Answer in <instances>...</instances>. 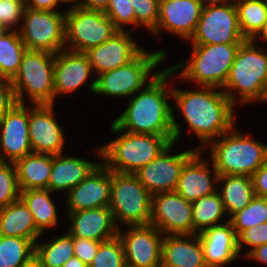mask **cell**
Returning a JSON list of instances; mask_svg holds the SVG:
<instances>
[{
    "label": "cell",
    "instance_id": "obj_1",
    "mask_svg": "<svg viewBox=\"0 0 267 267\" xmlns=\"http://www.w3.org/2000/svg\"><path fill=\"white\" fill-rule=\"evenodd\" d=\"M172 99L176 103V108H172L174 143L182 134V128L174 116V111L178 108L189 125V130L195 133L202 143L198 150L202 151L214 138L216 140L235 127L236 105L220 88L200 86L199 90H183L172 87Z\"/></svg>",
    "mask_w": 267,
    "mask_h": 267
},
{
    "label": "cell",
    "instance_id": "obj_2",
    "mask_svg": "<svg viewBox=\"0 0 267 267\" xmlns=\"http://www.w3.org/2000/svg\"><path fill=\"white\" fill-rule=\"evenodd\" d=\"M174 74L169 67L161 69L143 90H139L138 94L135 93L130 97L127 107L113 123L120 130L131 133L174 137L173 107L168 100L169 97L172 98V88L168 85L170 84L168 79Z\"/></svg>",
    "mask_w": 267,
    "mask_h": 267
},
{
    "label": "cell",
    "instance_id": "obj_3",
    "mask_svg": "<svg viewBox=\"0 0 267 267\" xmlns=\"http://www.w3.org/2000/svg\"><path fill=\"white\" fill-rule=\"evenodd\" d=\"M222 90L234 105L238 100L241 106L267 102V51L258 48L252 39L243 41Z\"/></svg>",
    "mask_w": 267,
    "mask_h": 267
},
{
    "label": "cell",
    "instance_id": "obj_4",
    "mask_svg": "<svg viewBox=\"0 0 267 267\" xmlns=\"http://www.w3.org/2000/svg\"><path fill=\"white\" fill-rule=\"evenodd\" d=\"M110 129L114 134L124 133L96 151L101 161L115 172L134 174L174 143V137L131 133L120 130L113 122Z\"/></svg>",
    "mask_w": 267,
    "mask_h": 267
},
{
    "label": "cell",
    "instance_id": "obj_5",
    "mask_svg": "<svg viewBox=\"0 0 267 267\" xmlns=\"http://www.w3.org/2000/svg\"><path fill=\"white\" fill-rule=\"evenodd\" d=\"M210 147V162L218 175L252 174L267 160V145L243 135L233 128L213 140ZM212 160V161H211Z\"/></svg>",
    "mask_w": 267,
    "mask_h": 267
},
{
    "label": "cell",
    "instance_id": "obj_6",
    "mask_svg": "<svg viewBox=\"0 0 267 267\" xmlns=\"http://www.w3.org/2000/svg\"><path fill=\"white\" fill-rule=\"evenodd\" d=\"M191 46L190 59L169 68L183 80L196 82L199 87L210 86L222 89L228 79L240 44Z\"/></svg>",
    "mask_w": 267,
    "mask_h": 267
},
{
    "label": "cell",
    "instance_id": "obj_7",
    "mask_svg": "<svg viewBox=\"0 0 267 267\" xmlns=\"http://www.w3.org/2000/svg\"><path fill=\"white\" fill-rule=\"evenodd\" d=\"M166 55L163 49L156 52H147L144 49L130 63L98 75V78L89 84V90L108 97H132L157 76L161 70L158 68V71H155L156 66L166 60ZM153 69L154 74L151 72Z\"/></svg>",
    "mask_w": 267,
    "mask_h": 267
},
{
    "label": "cell",
    "instance_id": "obj_8",
    "mask_svg": "<svg viewBox=\"0 0 267 267\" xmlns=\"http://www.w3.org/2000/svg\"><path fill=\"white\" fill-rule=\"evenodd\" d=\"M54 61L55 54L26 50L19 71L11 80L18 103L25 104L26 93L33 105L54 104Z\"/></svg>",
    "mask_w": 267,
    "mask_h": 267
},
{
    "label": "cell",
    "instance_id": "obj_9",
    "mask_svg": "<svg viewBox=\"0 0 267 267\" xmlns=\"http://www.w3.org/2000/svg\"><path fill=\"white\" fill-rule=\"evenodd\" d=\"M109 207L118 228L121 223L124 226L148 225L152 214V195L135 174L111 171Z\"/></svg>",
    "mask_w": 267,
    "mask_h": 267
},
{
    "label": "cell",
    "instance_id": "obj_10",
    "mask_svg": "<svg viewBox=\"0 0 267 267\" xmlns=\"http://www.w3.org/2000/svg\"><path fill=\"white\" fill-rule=\"evenodd\" d=\"M245 40L235 2L205 1L195 33L190 39L192 45L241 44Z\"/></svg>",
    "mask_w": 267,
    "mask_h": 267
},
{
    "label": "cell",
    "instance_id": "obj_11",
    "mask_svg": "<svg viewBox=\"0 0 267 267\" xmlns=\"http://www.w3.org/2000/svg\"><path fill=\"white\" fill-rule=\"evenodd\" d=\"M65 11V49L67 50L85 53L120 31L104 11L88 10L78 6H71Z\"/></svg>",
    "mask_w": 267,
    "mask_h": 267
},
{
    "label": "cell",
    "instance_id": "obj_12",
    "mask_svg": "<svg viewBox=\"0 0 267 267\" xmlns=\"http://www.w3.org/2000/svg\"><path fill=\"white\" fill-rule=\"evenodd\" d=\"M66 12L25 8L19 35L28 50L56 54L65 49Z\"/></svg>",
    "mask_w": 267,
    "mask_h": 267
},
{
    "label": "cell",
    "instance_id": "obj_13",
    "mask_svg": "<svg viewBox=\"0 0 267 267\" xmlns=\"http://www.w3.org/2000/svg\"><path fill=\"white\" fill-rule=\"evenodd\" d=\"M122 243L125 264L131 267H161L164 235L151 224L129 226L117 235Z\"/></svg>",
    "mask_w": 267,
    "mask_h": 267
},
{
    "label": "cell",
    "instance_id": "obj_14",
    "mask_svg": "<svg viewBox=\"0 0 267 267\" xmlns=\"http://www.w3.org/2000/svg\"><path fill=\"white\" fill-rule=\"evenodd\" d=\"M150 224L163 235H192V203L176 191L154 194Z\"/></svg>",
    "mask_w": 267,
    "mask_h": 267
},
{
    "label": "cell",
    "instance_id": "obj_15",
    "mask_svg": "<svg viewBox=\"0 0 267 267\" xmlns=\"http://www.w3.org/2000/svg\"><path fill=\"white\" fill-rule=\"evenodd\" d=\"M173 145L134 173L151 195L175 191L185 163L198 151L194 148L173 155L170 154Z\"/></svg>",
    "mask_w": 267,
    "mask_h": 267
},
{
    "label": "cell",
    "instance_id": "obj_16",
    "mask_svg": "<svg viewBox=\"0 0 267 267\" xmlns=\"http://www.w3.org/2000/svg\"><path fill=\"white\" fill-rule=\"evenodd\" d=\"M29 108L30 144L34 153H63L65 135L55 119L54 104H38Z\"/></svg>",
    "mask_w": 267,
    "mask_h": 267
},
{
    "label": "cell",
    "instance_id": "obj_17",
    "mask_svg": "<svg viewBox=\"0 0 267 267\" xmlns=\"http://www.w3.org/2000/svg\"><path fill=\"white\" fill-rule=\"evenodd\" d=\"M205 0H159V16L153 35L166 30L182 40L194 35ZM162 29V30H161Z\"/></svg>",
    "mask_w": 267,
    "mask_h": 267
},
{
    "label": "cell",
    "instance_id": "obj_18",
    "mask_svg": "<svg viewBox=\"0 0 267 267\" xmlns=\"http://www.w3.org/2000/svg\"><path fill=\"white\" fill-rule=\"evenodd\" d=\"M17 103L0 122V149L5 162H15L32 153L29 107Z\"/></svg>",
    "mask_w": 267,
    "mask_h": 267
},
{
    "label": "cell",
    "instance_id": "obj_19",
    "mask_svg": "<svg viewBox=\"0 0 267 267\" xmlns=\"http://www.w3.org/2000/svg\"><path fill=\"white\" fill-rule=\"evenodd\" d=\"M111 170L101 162L83 181L67 192L68 213L109 206Z\"/></svg>",
    "mask_w": 267,
    "mask_h": 267
},
{
    "label": "cell",
    "instance_id": "obj_20",
    "mask_svg": "<svg viewBox=\"0 0 267 267\" xmlns=\"http://www.w3.org/2000/svg\"><path fill=\"white\" fill-rule=\"evenodd\" d=\"M130 34L125 30L119 31L112 38L85 52L95 74L100 75L124 66L144 50Z\"/></svg>",
    "mask_w": 267,
    "mask_h": 267
},
{
    "label": "cell",
    "instance_id": "obj_21",
    "mask_svg": "<svg viewBox=\"0 0 267 267\" xmlns=\"http://www.w3.org/2000/svg\"><path fill=\"white\" fill-rule=\"evenodd\" d=\"M203 151L198 150L184 165L176 192L188 202H195L201 197L212 194L218 189V172L202 156ZM202 156V157H201ZM209 163V164H207ZM211 173L214 175L212 176Z\"/></svg>",
    "mask_w": 267,
    "mask_h": 267
},
{
    "label": "cell",
    "instance_id": "obj_22",
    "mask_svg": "<svg viewBox=\"0 0 267 267\" xmlns=\"http://www.w3.org/2000/svg\"><path fill=\"white\" fill-rule=\"evenodd\" d=\"M198 235L207 267H224L241 256L238 238L229 219L224 224L207 228Z\"/></svg>",
    "mask_w": 267,
    "mask_h": 267
},
{
    "label": "cell",
    "instance_id": "obj_23",
    "mask_svg": "<svg viewBox=\"0 0 267 267\" xmlns=\"http://www.w3.org/2000/svg\"><path fill=\"white\" fill-rule=\"evenodd\" d=\"M94 73L85 53L63 49L55 54L54 92L58 95L68 94L83 86Z\"/></svg>",
    "mask_w": 267,
    "mask_h": 267
},
{
    "label": "cell",
    "instance_id": "obj_24",
    "mask_svg": "<svg viewBox=\"0 0 267 267\" xmlns=\"http://www.w3.org/2000/svg\"><path fill=\"white\" fill-rule=\"evenodd\" d=\"M67 214L71 223L68 233L73 237L104 242L118 235L119 228L109 206Z\"/></svg>",
    "mask_w": 267,
    "mask_h": 267
},
{
    "label": "cell",
    "instance_id": "obj_25",
    "mask_svg": "<svg viewBox=\"0 0 267 267\" xmlns=\"http://www.w3.org/2000/svg\"><path fill=\"white\" fill-rule=\"evenodd\" d=\"M161 267H207L199 235H164Z\"/></svg>",
    "mask_w": 267,
    "mask_h": 267
},
{
    "label": "cell",
    "instance_id": "obj_26",
    "mask_svg": "<svg viewBox=\"0 0 267 267\" xmlns=\"http://www.w3.org/2000/svg\"><path fill=\"white\" fill-rule=\"evenodd\" d=\"M101 162L65 156L63 153L53 155L48 190L53 194L64 190L67 193L83 181Z\"/></svg>",
    "mask_w": 267,
    "mask_h": 267
},
{
    "label": "cell",
    "instance_id": "obj_27",
    "mask_svg": "<svg viewBox=\"0 0 267 267\" xmlns=\"http://www.w3.org/2000/svg\"><path fill=\"white\" fill-rule=\"evenodd\" d=\"M42 234L36 227L31 211L21 199L0 209V236L26 238L36 243Z\"/></svg>",
    "mask_w": 267,
    "mask_h": 267
},
{
    "label": "cell",
    "instance_id": "obj_28",
    "mask_svg": "<svg viewBox=\"0 0 267 267\" xmlns=\"http://www.w3.org/2000/svg\"><path fill=\"white\" fill-rule=\"evenodd\" d=\"M53 155L30 153L14 162L21 191L48 189Z\"/></svg>",
    "mask_w": 267,
    "mask_h": 267
},
{
    "label": "cell",
    "instance_id": "obj_29",
    "mask_svg": "<svg viewBox=\"0 0 267 267\" xmlns=\"http://www.w3.org/2000/svg\"><path fill=\"white\" fill-rule=\"evenodd\" d=\"M220 182L223 186L219 187L217 191L222 199L225 211L231 216L245 208L256 196L252 179L249 176L219 175L217 185Z\"/></svg>",
    "mask_w": 267,
    "mask_h": 267
},
{
    "label": "cell",
    "instance_id": "obj_30",
    "mask_svg": "<svg viewBox=\"0 0 267 267\" xmlns=\"http://www.w3.org/2000/svg\"><path fill=\"white\" fill-rule=\"evenodd\" d=\"M48 189H29L20 192V199L31 211L36 227L43 233L58 224V214Z\"/></svg>",
    "mask_w": 267,
    "mask_h": 267
},
{
    "label": "cell",
    "instance_id": "obj_31",
    "mask_svg": "<svg viewBox=\"0 0 267 267\" xmlns=\"http://www.w3.org/2000/svg\"><path fill=\"white\" fill-rule=\"evenodd\" d=\"M26 50L17 30H7L0 35V79L15 77Z\"/></svg>",
    "mask_w": 267,
    "mask_h": 267
},
{
    "label": "cell",
    "instance_id": "obj_32",
    "mask_svg": "<svg viewBox=\"0 0 267 267\" xmlns=\"http://www.w3.org/2000/svg\"><path fill=\"white\" fill-rule=\"evenodd\" d=\"M226 214L222 199L215 191L201 197L192 203V218L194 234H199L207 228L223 224L221 218Z\"/></svg>",
    "mask_w": 267,
    "mask_h": 267
},
{
    "label": "cell",
    "instance_id": "obj_33",
    "mask_svg": "<svg viewBox=\"0 0 267 267\" xmlns=\"http://www.w3.org/2000/svg\"><path fill=\"white\" fill-rule=\"evenodd\" d=\"M35 243V257L44 267H62L74 256L73 236L65 233L47 242Z\"/></svg>",
    "mask_w": 267,
    "mask_h": 267
},
{
    "label": "cell",
    "instance_id": "obj_34",
    "mask_svg": "<svg viewBox=\"0 0 267 267\" xmlns=\"http://www.w3.org/2000/svg\"><path fill=\"white\" fill-rule=\"evenodd\" d=\"M239 26L245 39H253L267 19V0H235Z\"/></svg>",
    "mask_w": 267,
    "mask_h": 267
},
{
    "label": "cell",
    "instance_id": "obj_35",
    "mask_svg": "<svg viewBox=\"0 0 267 267\" xmlns=\"http://www.w3.org/2000/svg\"><path fill=\"white\" fill-rule=\"evenodd\" d=\"M35 255L31 239L0 236V267H22Z\"/></svg>",
    "mask_w": 267,
    "mask_h": 267
},
{
    "label": "cell",
    "instance_id": "obj_36",
    "mask_svg": "<svg viewBox=\"0 0 267 267\" xmlns=\"http://www.w3.org/2000/svg\"><path fill=\"white\" fill-rule=\"evenodd\" d=\"M229 221L237 236L247 228L267 222V198L255 196L245 208L234 213Z\"/></svg>",
    "mask_w": 267,
    "mask_h": 267
},
{
    "label": "cell",
    "instance_id": "obj_37",
    "mask_svg": "<svg viewBox=\"0 0 267 267\" xmlns=\"http://www.w3.org/2000/svg\"><path fill=\"white\" fill-rule=\"evenodd\" d=\"M125 256L118 236L101 242L94 259L88 267H124Z\"/></svg>",
    "mask_w": 267,
    "mask_h": 267
},
{
    "label": "cell",
    "instance_id": "obj_38",
    "mask_svg": "<svg viewBox=\"0 0 267 267\" xmlns=\"http://www.w3.org/2000/svg\"><path fill=\"white\" fill-rule=\"evenodd\" d=\"M20 188L13 162L0 165V209L20 199Z\"/></svg>",
    "mask_w": 267,
    "mask_h": 267
},
{
    "label": "cell",
    "instance_id": "obj_39",
    "mask_svg": "<svg viewBox=\"0 0 267 267\" xmlns=\"http://www.w3.org/2000/svg\"><path fill=\"white\" fill-rule=\"evenodd\" d=\"M136 16V27L143 26L152 33L158 24L159 0H130Z\"/></svg>",
    "mask_w": 267,
    "mask_h": 267
},
{
    "label": "cell",
    "instance_id": "obj_40",
    "mask_svg": "<svg viewBox=\"0 0 267 267\" xmlns=\"http://www.w3.org/2000/svg\"><path fill=\"white\" fill-rule=\"evenodd\" d=\"M104 13L120 31H124V25L127 24L136 27V16L130 0H109Z\"/></svg>",
    "mask_w": 267,
    "mask_h": 267
},
{
    "label": "cell",
    "instance_id": "obj_41",
    "mask_svg": "<svg viewBox=\"0 0 267 267\" xmlns=\"http://www.w3.org/2000/svg\"><path fill=\"white\" fill-rule=\"evenodd\" d=\"M25 8V0H0V24L18 31L16 26L22 21Z\"/></svg>",
    "mask_w": 267,
    "mask_h": 267
},
{
    "label": "cell",
    "instance_id": "obj_42",
    "mask_svg": "<svg viewBox=\"0 0 267 267\" xmlns=\"http://www.w3.org/2000/svg\"><path fill=\"white\" fill-rule=\"evenodd\" d=\"M237 238L240 254H242V249L245 245L250 247L249 251H251L255 247L267 243V222L247 228L242 231Z\"/></svg>",
    "mask_w": 267,
    "mask_h": 267
},
{
    "label": "cell",
    "instance_id": "obj_43",
    "mask_svg": "<svg viewBox=\"0 0 267 267\" xmlns=\"http://www.w3.org/2000/svg\"><path fill=\"white\" fill-rule=\"evenodd\" d=\"M100 243L95 240L73 237L74 256L89 266L97 254Z\"/></svg>",
    "mask_w": 267,
    "mask_h": 267
},
{
    "label": "cell",
    "instance_id": "obj_44",
    "mask_svg": "<svg viewBox=\"0 0 267 267\" xmlns=\"http://www.w3.org/2000/svg\"><path fill=\"white\" fill-rule=\"evenodd\" d=\"M17 103L11 80L0 79V122Z\"/></svg>",
    "mask_w": 267,
    "mask_h": 267
},
{
    "label": "cell",
    "instance_id": "obj_45",
    "mask_svg": "<svg viewBox=\"0 0 267 267\" xmlns=\"http://www.w3.org/2000/svg\"><path fill=\"white\" fill-rule=\"evenodd\" d=\"M256 196L267 198V160L251 176Z\"/></svg>",
    "mask_w": 267,
    "mask_h": 267
},
{
    "label": "cell",
    "instance_id": "obj_46",
    "mask_svg": "<svg viewBox=\"0 0 267 267\" xmlns=\"http://www.w3.org/2000/svg\"><path fill=\"white\" fill-rule=\"evenodd\" d=\"M26 8L34 10L55 11L58 4H62L61 0H25Z\"/></svg>",
    "mask_w": 267,
    "mask_h": 267
},
{
    "label": "cell",
    "instance_id": "obj_47",
    "mask_svg": "<svg viewBox=\"0 0 267 267\" xmlns=\"http://www.w3.org/2000/svg\"><path fill=\"white\" fill-rule=\"evenodd\" d=\"M245 257L251 259L252 261L254 260L260 262L261 264H267V243L248 251L245 253Z\"/></svg>",
    "mask_w": 267,
    "mask_h": 267
},
{
    "label": "cell",
    "instance_id": "obj_48",
    "mask_svg": "<svg viewBox=\"0 0 267 267\" xmlns=\"http://www.w3.org/2000/svg\"><path fill=\"white\" fill-rule=\"evenodd\" d=\"M109 5V0H79L76 5L83 9L105 11Z\"/></svg>",
    "mask_w": 267,
    "mask_h": 267
},
{
    "label": "cell",
    "instance_id": "obj_49",
    "mask_svg": "<svg viewBox=\"0 0 267 267\" xmlns=\"http://www.w3.org/2000/svg\"><path fill=\"white\" fill-rule=\"evenodd\" d=\"M62 267H88L76 256L71 257Z\"/></svg>",
    "mask_w": 267,
    "mask_h": 267
},
{
    "label": "cell",
    "instance_id": "obj_50",
    "mask_svg": "<svg viewBox=\"0 0 267 267\" xmlns=\"http://www.w3.org/2000/svg\"><path fill=\"white\" fill-rule=\"evenodd\" d=\"M263 39L267 42V19L264 22L263 28L259 31V33L252 39L255 43L257 39Z\"/></svg>",
    "mask_w": 267,
    "mask_h": 267
},
{
    "label": "cell",
    "instance_id": "obj_51",
    "mask_svg": "<svg viewBox=\"0 0 267 267\" xmlns=\"http://www.w3.org/2000/svg\"><path fill=\"white\" fill-rule=\"evenodd\" d=\"M22 267H44L34 256L29 262H27Z\"/></svg>",
    "mask_w": 267,
    "mask_h": 267
},
{
    "label": "cell",
    "instance_id": "obj_52",
    "mask_svg": "<svg viewBox=\"0 0 267 267\" xmlns=\"http://www.w3.org/2000/svg\"><path fill=\"white\" fill-rule=\"evenodd\" d=\"M64 3H70V6H76L79 3V0H61ZM74 4V5H73Z\"/></svg>",
    "mask_w": 267,
    "mask_h": 267
},
{
    "label": "cell",
    "instance_id": "obj_53",
    "mask_svg": "<svg viewBox=\"0 0 267 267\" xmlns=\"http://www.w3.org/2000/svg\"><path fill=\"white\" fill-rule=\"evenodd\" d=\"M5 31H7V29L0 24V35H2Z\"/></svg>",
    "mask_w": 267,
    "mask_h": 267
},
{
    "label": "cell",
    "instance_id": "obj_54",
    "mask_svg": "<svg viewBox=\"0 0 267 267\" xmlns=\"http://www.w3.org/2000/svg\"><path fill=\"white\" fill-rule=\"evenodd\" d=\"M5 161H4V158L2 156V153H1V149H0V165L3 164Z\"/></svg>",
    "mask_w": 267,
    "mask_h": 267
},
{
    "label": "cell",
    "instance_id": "obj_55",
    "mask_svg": "<svg viewBox=\"0 0 267 267\" xmlns=\"http://www.w3.org/2000/svg\"><path fill=\"white\" fill-rule=\"evenodd\" d=\"M205 1H235V0H205Z\"/></svg>",
    "mask_w": 267,
    "mask_h": 267
}]
</instances>
